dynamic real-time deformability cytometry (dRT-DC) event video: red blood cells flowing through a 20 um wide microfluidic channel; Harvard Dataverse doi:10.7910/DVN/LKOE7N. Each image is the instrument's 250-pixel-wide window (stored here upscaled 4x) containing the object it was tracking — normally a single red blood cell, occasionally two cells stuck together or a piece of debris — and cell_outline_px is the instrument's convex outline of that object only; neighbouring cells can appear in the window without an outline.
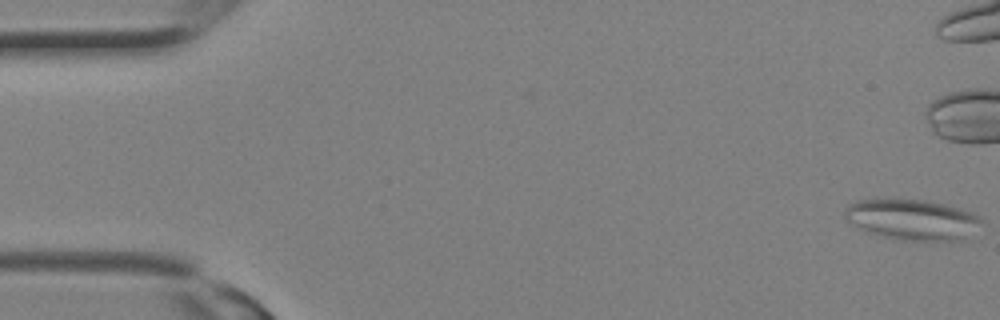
{"species": "Egyptian fruit bat (a non-hibernating species)", "species_latin": "Rousettus aegyptiacus", "temperature_condition": "room temperature", "stored_images_in_passage": 10, "camera_frame_rate_fps": 3000, "um_per_image_px": 0.085, "animal": {"sex": "female"}, "frame": {"image": 1, "passage_image": 1, "time_ms": 0.0, "image_size_px": [1000, 320], "cell_outline_px": [[980, 220], [964, 240], [896, 240], [880, 236], [868, 232], [852, 224], [844, 216], [844, 212], [848, 204], [860, 200], [876, 196], [896, 196], [924, 200], [944, 204], [980, 216]], "centroid_in_image_um": [77.4, 18.61], "position_along_channel_um": 7.6, "area_um2": 32.77}}